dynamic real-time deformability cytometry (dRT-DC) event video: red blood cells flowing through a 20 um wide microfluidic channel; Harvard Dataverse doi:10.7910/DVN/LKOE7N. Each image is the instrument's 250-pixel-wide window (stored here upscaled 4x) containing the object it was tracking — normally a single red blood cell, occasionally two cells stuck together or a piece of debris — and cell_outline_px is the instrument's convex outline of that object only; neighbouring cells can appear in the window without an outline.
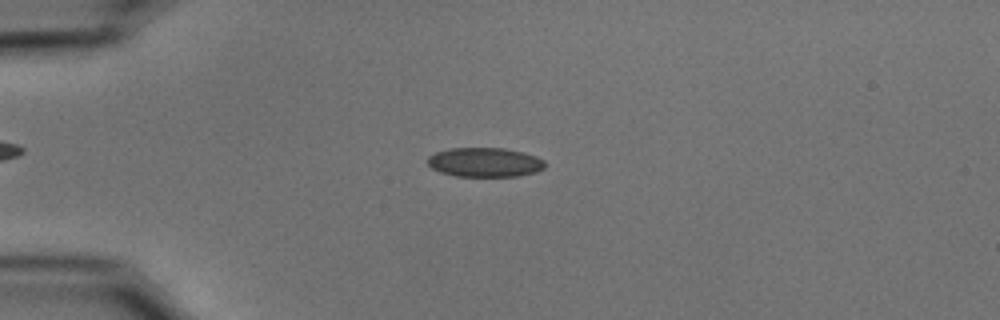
{"species": "common noctule bat (a hibernating species)", "species_latin": "Nyctalus noctula", "temperature_condition": "cold", "stored_images_in_passage": 35, "camera_frame_rate_fps": 3000, "um_per_image_px": 0.085, "animal": {"sex": "male", "body_mass_g": 15.6}, "frame": {"image": 1, "passage_image": 4, "time_ms": 1.0, "image_size_px": [1000, 320], "cell_outline_px": [[544, 168], [536, 172], [520, 176], [456, 176], [440, 172], [432, 168], [424, 160], [428, 156], [436, 152], [452, 148], [504, 148], [524, 152], [536, 156], [544, 160]], "centroid_in_image_um": [41.19, 13.79], "position_along_channel_um": 43.8, "area_um2": 20.17}}
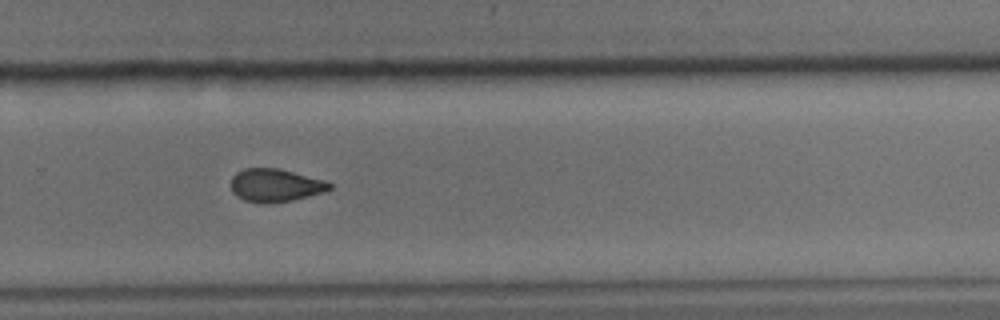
{"frame": {"image": 2, "passage_image": 27, "time_ms": 8.667, "image_size_px": [1000, 320], "cell_outline_px": [[332, 188], [324, 192], [292, 200], [268, 204], [260, 204], [244, 200], [236, 196], [232, 192], [232, 176], [236, 172], [244, 168], [276, 168], [324, 180], [332, 184]], "centroid_in_image_um": [23.37, 15.76], "position_along_channel_um": 306.4, "area_um2": 18.96}}
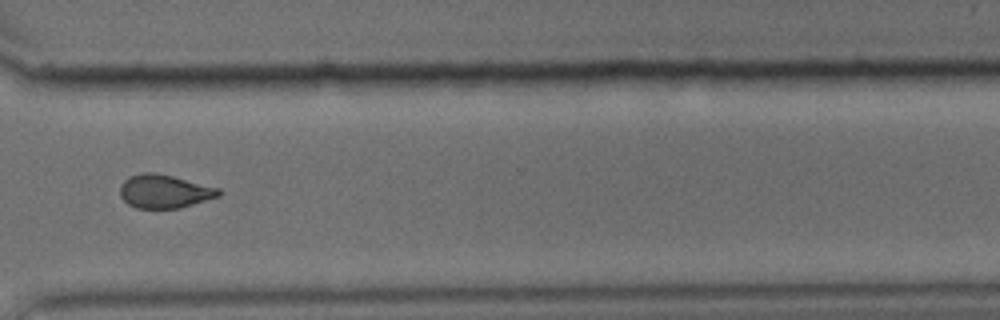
{"frame": {"image": 3, "passage_image": 31, "time_ms": 10.0, "image_size_px": [1000, 320], "cell_outline_px": [[224, 192], [220, 196], [180, 208], [136, 208], [128, 204], [120, 196], [120, 184], [128, 176], [140, 172], [152, 172], [172, 176], [220, 188]], "centroid_in_image_um": [13.97, 16.26], "position_along_channel_um": 356.6, "area_um2": 19.42}, "authors_computed_cell_mechanics": {"area_um2": 19.652, "velocity_mm_per_s": 3.7479, "shape_relaxation_time_tau1_ms": 6.9945, "shape_relaxation_time_tau2_ms": 2.7377, "deformation_change_tau1": 0.1428, "deformation_change_tau2": 0.0764}}